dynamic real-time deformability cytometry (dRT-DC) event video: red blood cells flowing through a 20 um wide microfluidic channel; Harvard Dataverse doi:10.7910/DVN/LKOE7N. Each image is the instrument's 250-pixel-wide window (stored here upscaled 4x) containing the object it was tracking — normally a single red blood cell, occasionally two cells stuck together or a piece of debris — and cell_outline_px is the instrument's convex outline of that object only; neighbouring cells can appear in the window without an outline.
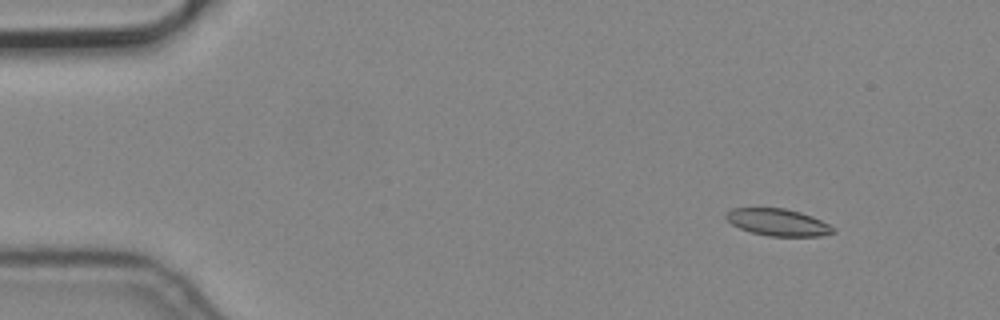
{"species": "common noctule bat (a hibernating species)", "species_latin": "Nyctalus noctula", "temperature_condition": "cold", "stored_images_in_passage": 6, "camera_frame_rate_fps": 3000, "um_per_image_px": 0.085, "animal": {"sex": "male", "body_mass_g": 19.2, "forearm_length_mm": 51.8}, "frame": {"image": 1, "passage_image": 2, "time_ms": 0.333, "image_size_px": [1000, 320], "cell_outline_px": [[836, 232], [820, 236], [768, 236], [752, 232], [740, 228], [732, 224], [724, 216], [732, 208], [784, 208], [800, 212], [812, 216], [836, 228]], "centroid_in_image_um": [66.15, 18.9], "position_along_channel_um": 18.9, "area_um2": 16.76}}